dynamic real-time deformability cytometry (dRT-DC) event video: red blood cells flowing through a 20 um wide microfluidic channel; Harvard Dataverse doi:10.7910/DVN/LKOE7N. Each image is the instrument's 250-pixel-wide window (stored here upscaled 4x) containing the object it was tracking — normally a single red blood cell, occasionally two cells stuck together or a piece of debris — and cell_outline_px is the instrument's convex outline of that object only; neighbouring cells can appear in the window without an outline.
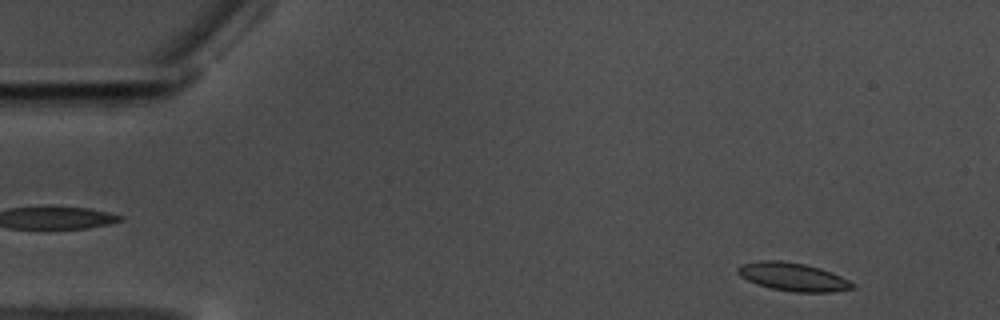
{"species": "common noctule bat (a hibernating species)", "species_latin": "Nyctalus noctula", "temperature_condition": "warm", "stored_images_in_passage": 58, "camera_frame_rate_fps": 3000, "um_per_image_px": 0.085, "animal": {"sex": "male", "body_mass_g": 17.5, "forearm_length_mm": 52.3}, "frame": {"image": 1, "passage_image": 5, "time_ms": 1.333, "image_size_px": [1000, 320], "cell_outline_px": [[856, 288], [832, 292], [792, 292], [772, 288], [756, 284], [740, 276], [736, 272], [736, 268], [740, 264], [760, 260], [780, 260], [804, 264], [820, 268], [840, 276], [856, 284]], "centroid_in_image_um": [67.38, 23.53], "position_along_channel_um": 17.6, "area_um2": 18.96}}
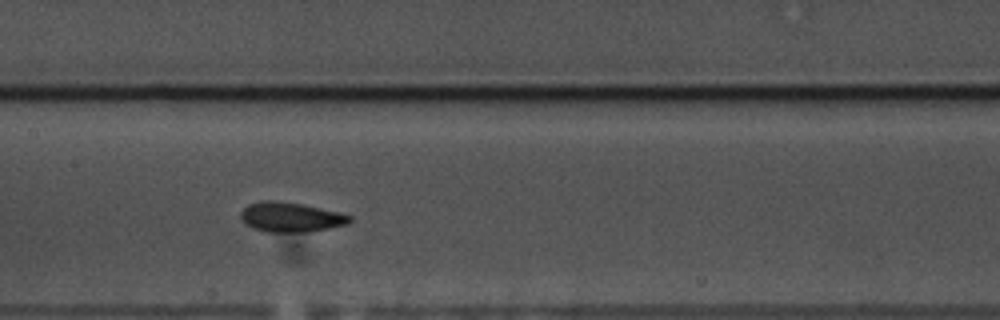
{"frame": {"image": 2, "passage_image": 28, "time_ms": 9.0, "image_size_px": [1000, 320], "cell_outline_px": [[352, 220], [348, 224], [308, 232], [264, 232], [252, 228], [244, 224], [240, 216], [240, 212], [248, 204], [264, 200], [272, 200], [304, 204], [352, 216]], "centroid_in_image_um": [24.67, 18.46], "position_along_channel_um": 182.7, "area_um2": 18.96}}
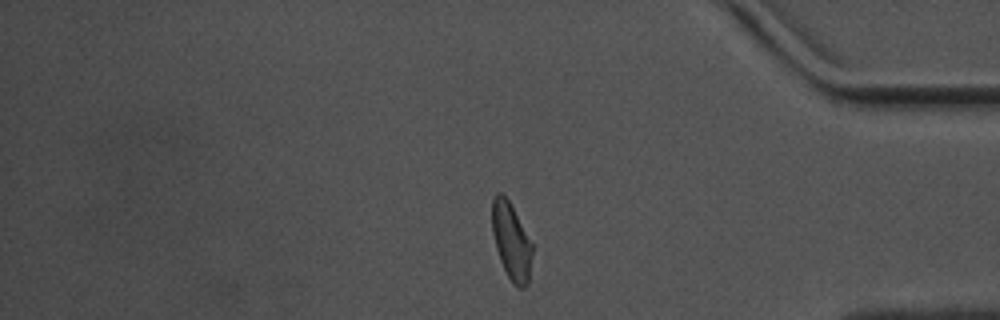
{"frame": {"image": 3, "passage_image": 48, "time_ms": 15.667, "image_size_px": [1000, 320], "cell_outline_px": [[532, 256], [528, 284], [524, 288], [516, 288], [512, 284], [500, 260], [496, 248], [492, 232], [492, 196], [496, 192], [500, 192], [508, 200], [532, 244]], "centroid_in_image_um": [43.45, 20.54], "position_along_channel_um": 391.8, "area_um2": 17.86}, "authors_computed_cell_mechanics": {"area_um2": 18.2648, "velocity_mm_per_s": 3.4931, "shape_relaxation_time_tau1_ms": 5.5062, "shape_relaxation_time_tau2_ms": 2.0891, "deformation_change_tau1": 0.1294, "deformation_change_tau2": 0.0785}}